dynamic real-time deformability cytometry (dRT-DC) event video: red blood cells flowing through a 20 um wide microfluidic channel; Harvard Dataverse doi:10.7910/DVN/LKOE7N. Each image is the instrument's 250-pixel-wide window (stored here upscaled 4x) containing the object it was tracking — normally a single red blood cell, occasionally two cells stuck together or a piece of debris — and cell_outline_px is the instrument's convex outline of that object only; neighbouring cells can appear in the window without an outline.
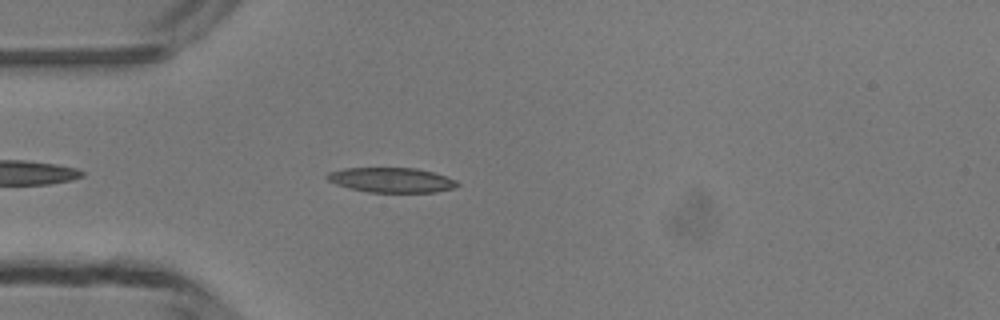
{"species": "common noctule bat (a hibernating species)", "species_latin": "Nyctalus noctula", "temperature_condition": "room temperature", "stored_images_in_passage": 4, "camera_frame_rate_fps": 3000, "um_per_image_px": 0.085, "animal": {"sex": "male", "body_mass_g": 13.3}, "frame": {"image": 1, "passage_image": 4, "time_ms": 3.667, "image_size_px": [1000, 320], "cell_outline_px": [[460, 184], [456, 188], [436, 192], [368, 192], [348, 188], [336, 184], [328, 180], [324, 176], [328, 172], [344, 168], [416, 168], [432, 172], [456, 180]], "centroid_in_image_um": [33.26, 15.3], "position_along_channel_um": 51.7, "area_um2": 18.9}}